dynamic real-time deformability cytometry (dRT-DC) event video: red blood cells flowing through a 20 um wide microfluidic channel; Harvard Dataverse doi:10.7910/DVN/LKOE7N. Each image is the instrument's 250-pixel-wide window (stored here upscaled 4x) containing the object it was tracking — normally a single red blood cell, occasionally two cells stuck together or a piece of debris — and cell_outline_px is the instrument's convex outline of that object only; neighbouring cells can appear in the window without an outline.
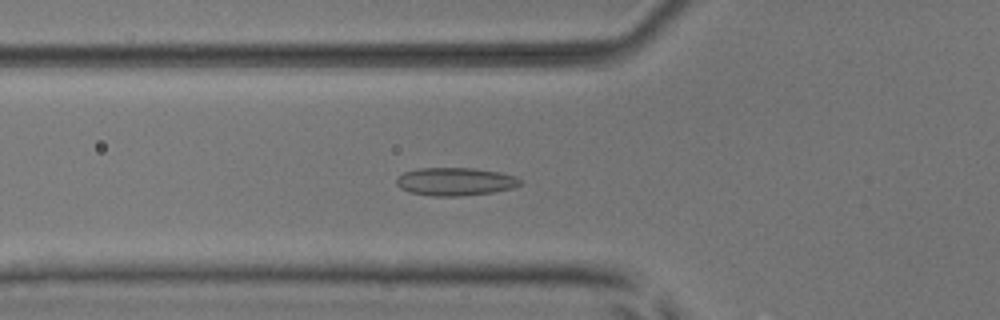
{"species": "common noctule bat (a hibernating species)", "species_latin": "Nyctalus noctula", "temperature_condition": "room temperature", "stored_images_in_passage": 55, "segment_of_instrument_passage": [1, 2], "camera_frame_rate_fps": 3000, "um_per_image_px": 0.085, "animal": {"sex": "male", "body_mass_g": 17.9, "forearm_length_mm": 54.2}, "frame": {"image": 1, "passage_image": 20, "time_ms": 6.333, "image_size_px": [1000, 320], "cell_outline_px": [[524, 180], [520, 184], [512, 188], [492, 192], [460, 196], [432, 196], [408, 192], [400, 188], [396, 184], [396, 176], [404, 172], [420, 168], [472, 168], [500, 172], [516, 176]], "centroid_in_image_um": [38.68, 15.43], "position_along_channel_um": 87.1, "area_um2": 20.35}}
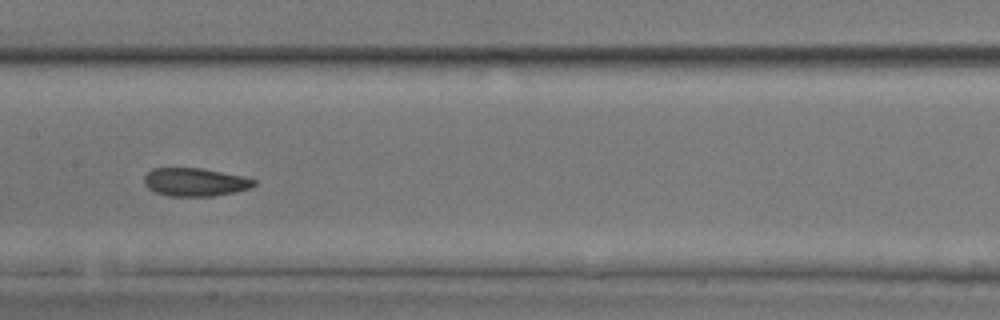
{"frame": {"image": 2, "passage_image": 28, "time_ms": 9.0, "image_size_px": [1000, 320], "cell_outline_px": [[256, 184], [252, 188], [212, 196], [168, 196], [156, 192], [148, 188], [144, 184], [144, 176], [152, 168], [200, 168], [244, 176], [256, 180]], "centroid_in_image_um": [16.58, 15.47], "position_along_channel_um": 190.8, "area_um2": 18.03}}
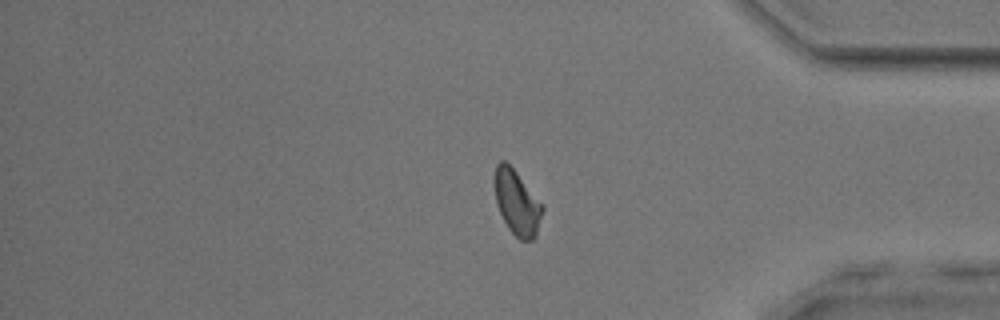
{"frame": {"image": 3, "passage_image": 45, "time_ms": 14.667, "image_size_px": [1000, 320], "cell_outline_px": [[544, 208], [536, 236], [532, 240], [520, 240], [508, 228], [496, 204], [496, 164], [500, 160], [504, 160], [516, 172], [544, 204]], "centroid_in_image_um": [43.98, 17.25], "position_along_channel_um": 391.2, "area_um2": 17.8}}